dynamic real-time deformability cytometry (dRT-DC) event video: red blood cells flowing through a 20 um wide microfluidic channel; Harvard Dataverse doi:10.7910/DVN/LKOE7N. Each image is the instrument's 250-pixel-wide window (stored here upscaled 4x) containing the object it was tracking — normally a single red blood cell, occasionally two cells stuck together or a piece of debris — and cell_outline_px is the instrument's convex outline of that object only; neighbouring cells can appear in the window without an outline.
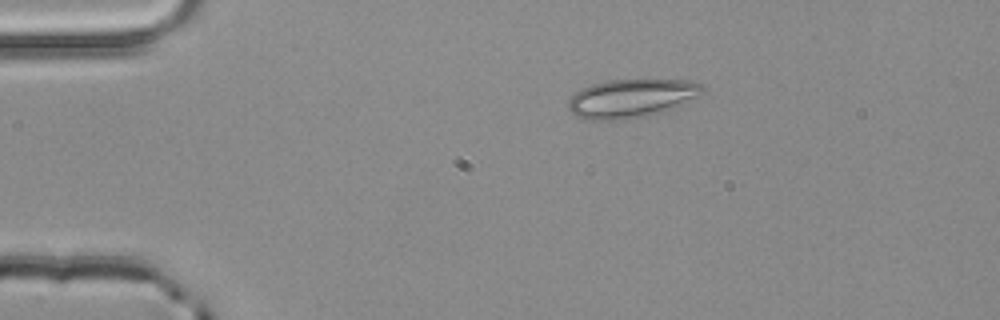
{"species": "common noctule bat (a hibernating species)", "species_latin": "Nyctalus noctula", "temperature_condition": "room temperature", "stored_images_in_passage": 2, "camera_frame_rate_fps": 3000, "um_per_image_px": 0.085, "animal": {"sex": "male", "body_mass_g": 20.4}, "frame": {"image": 1, "passage_image": 1, "time_ms": 0.0, "image_size_px": [1000, 320], "cell_outline_px": [[704, 92], [700, 96], [664, 112], [624, 120], [588, 120], [576, 116], [568, 108], [568, 100], [576, 92], [592, 84], [608, 80], [692, 80], [704, 84]], "centroid_in_image_um": [53.71, 8.36], "position_along_channel_um": 31.3, "area_um2": 30.35}}